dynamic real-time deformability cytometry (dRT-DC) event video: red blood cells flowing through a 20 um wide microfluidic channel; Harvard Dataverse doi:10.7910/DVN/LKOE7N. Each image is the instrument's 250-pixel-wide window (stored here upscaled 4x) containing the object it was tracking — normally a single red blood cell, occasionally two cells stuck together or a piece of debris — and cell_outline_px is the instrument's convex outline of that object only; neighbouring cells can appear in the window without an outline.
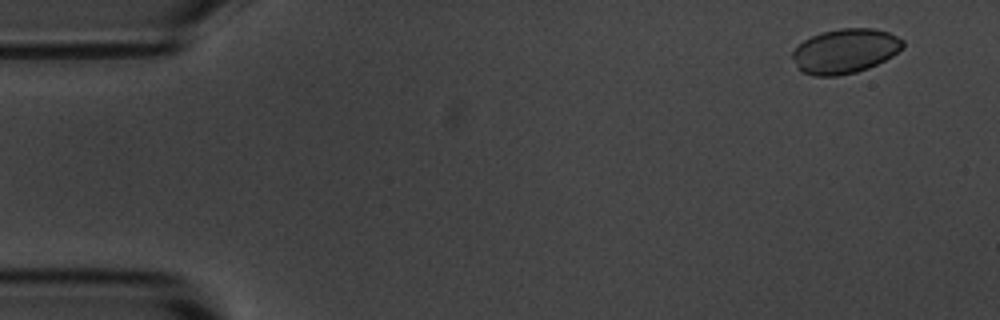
{"species": "common noctule bat (a hibernating species)", "species_latin": "Nyctalus noctula", "temperature_condition": "room temperature", "stored_images_in_passage": 10, "camera_frame_rate_fps": 3000, "um_per_image_px": 0.085, "animal": {"sex": "male", "body_mass_g": 20.1, "forearm_length_mm": 53.5}, "frame": {"image": 1, "passage_image": 1, "time_ms": 0.0, "image_size_px": [1000, 320], "cell_outline_px": [[904, 48], [892, 56], [868, 68], [856, 72], [836, 76], [816, 76], [800, 72], [792, 56], [792, 52], [804, 40], [820, 32], [840, 28], [872, 28], [888, 32], [904, 40]], "centroid_in_image_um": [71.84, 4.34], "position_along_channel_um": 13.2, "area_um2": 28.67}}
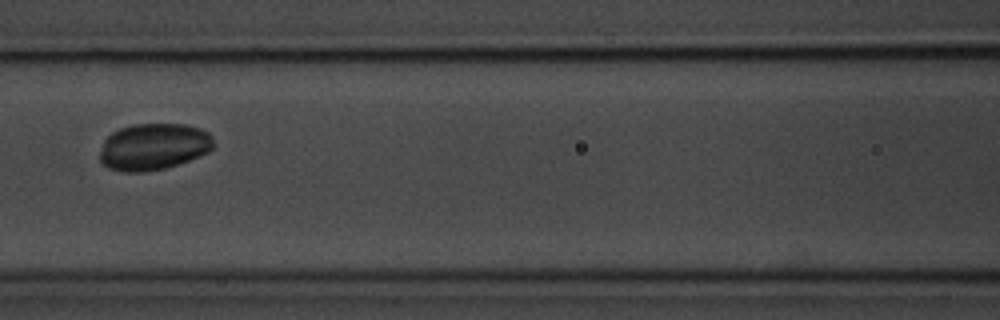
{"frame": {"image": 2, "passage_image": 7, "time_ms": 7.0, "image_size_px": [1000, 320], "cell_outline_px": [[216, 144], [208, 152], [188, 160], [164, 168], [144, 172], [124, 172], [108, 168], [100, 160], [100, 152], [104, 140], [112, 132], [120, 128], [136, 124], [184, 124], [200, 128], [208, 132], [212, 136]], "centroid_in_image_um": [13.06, 12.46], "position_along_channel_um": 153.5, "area_um2": 30.92}}